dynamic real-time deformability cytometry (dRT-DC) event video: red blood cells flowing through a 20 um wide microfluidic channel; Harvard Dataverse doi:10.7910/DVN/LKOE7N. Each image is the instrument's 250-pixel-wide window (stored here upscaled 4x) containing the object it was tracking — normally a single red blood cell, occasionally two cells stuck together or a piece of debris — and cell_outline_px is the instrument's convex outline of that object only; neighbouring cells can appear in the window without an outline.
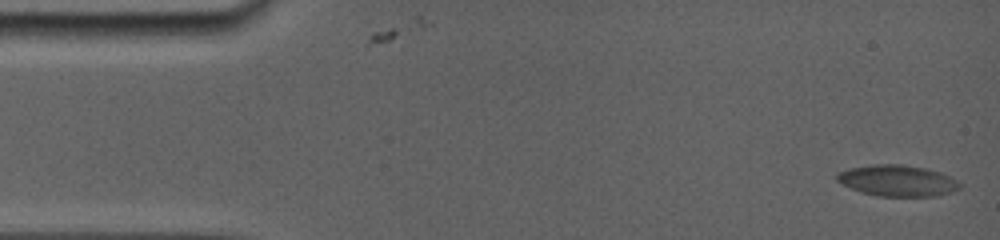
{"species": "common noctule bat (a hibernating species)", "species_latin": "Nyctalus noctula", "temperature_condition": "room temperature", "stored_images_in_passage": 26, "camera_frame_rate_fps": 5000, "um_per_image_px": 0.085, "animal": {"sex": "female", "body_mass_g": 19.0, "forearm_length_mm": 56.7}, "frame": {"image": 1, "passage_image": 1, "time_ms": 0.0, "image_size_px": [1000, 240], "cell_outline_px": [[960, 188], [952, 192], [936, 196], [876, 196], [860, 192], [836, 180], [836, 176], [840, 172], [848, 168], [876, 164], [904, 164], [924, 168], [940, 172], [956, 180], [960, 184]], "centroid_in_image_um": [76.28, 15.36], "position_along_channel_um": 8.7, "area_um2": 22.2}}
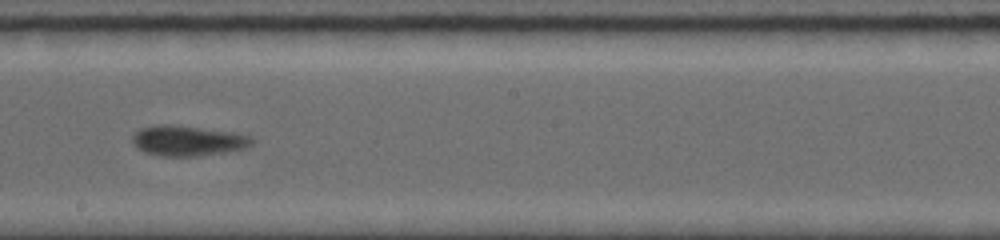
{"frame": {"image": 2, "passage_image": 15, "time_ms": 9.0, "image_size_px": [1000, 240], "cell_outline_px": [[256, 140], [252, 144], [244, 148], [224, 152], [200, 156], [160, 156], [144, 152], [136, 148], [132, 144], [132, 136], [140, 128], [160, 124], [168, 124], [236, 132], [252, 136]], "centroid_in_image_um": [15.96, 11.96], "position_along_channel_um": 232.2, "area_um2": 21.33}}
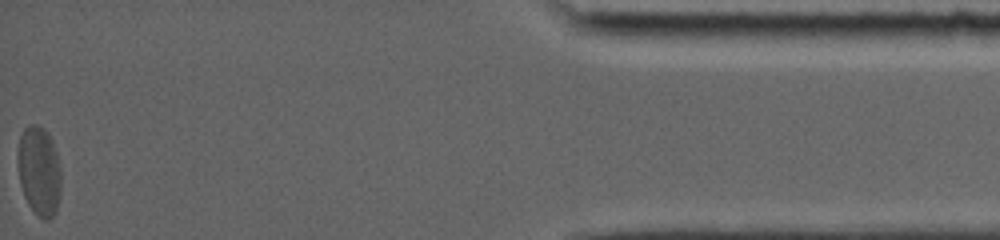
{"frame": {"image": 3, "passage_image": 26, "time_ms": 16.2, "image_size_px": [1000, 240], "cell_outline_px": [[60, 196], [56, 212], [48, 220], [44, 220], [28, 204], [24, 196], [20, 184], [16, 156], [16, 152], [20, 136], [24, 128], [28, 124], [36, 124], [44, 128], [48, 132], [52, 140], [56, 152], [60, 168]], "centroid_in_image_um": [3.31, 14.49], "position_along_channel_um": 431.9, "area_um2": 22.83}, "authors_computed_cell_mechanics": {"area_um2": 21.1548, "velocity_mm_per_s": 3.7891, "shape_relaxation_time_tau1_ms": 7.8278, "shape_relaxation_time_tau2_ms": 1.719, "deformation_change_tau1": 0.1719, "deformation_change_tau2": 0.0552}}